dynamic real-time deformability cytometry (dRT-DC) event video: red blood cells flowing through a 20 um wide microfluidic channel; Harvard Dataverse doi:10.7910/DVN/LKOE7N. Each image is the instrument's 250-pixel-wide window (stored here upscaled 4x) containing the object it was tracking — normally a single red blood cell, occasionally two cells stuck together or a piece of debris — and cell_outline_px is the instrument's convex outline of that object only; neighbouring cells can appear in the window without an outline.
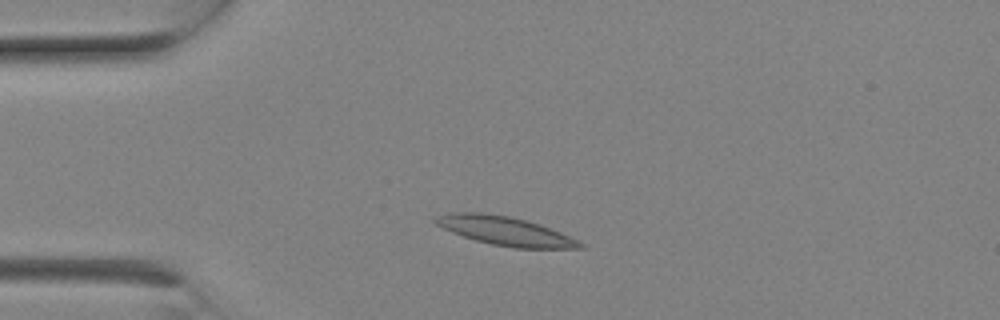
{"species": "Egyptian fruit bat (a non-hibernating species)", "species_latin": "Rousettus aegyptiacus", "temperature_condition": "room temperature", "stored_images_in_passage": 4, "camera_frame_rate_fps": 3000, "um_per_image_px": 0.085, "animal": {"sex": "female"}, "frame": {"image": 1, "passage_image": 3, "time_ms": 0.667, "image_size_px": [1000, 320], "cell_outline_px": [[584, 248], [516, 248], [492, 244], [476, 240], [452, 232], [436, 224], [432, 220], [432, 216], [452, 212], [480, 212], [508, 216], [540, 224], [580, 240], [584, 244]], "centroid_in_image_um": [42.93, 19.62], "position_along_channel_um": 42.1, "area_um2": 24.16}}